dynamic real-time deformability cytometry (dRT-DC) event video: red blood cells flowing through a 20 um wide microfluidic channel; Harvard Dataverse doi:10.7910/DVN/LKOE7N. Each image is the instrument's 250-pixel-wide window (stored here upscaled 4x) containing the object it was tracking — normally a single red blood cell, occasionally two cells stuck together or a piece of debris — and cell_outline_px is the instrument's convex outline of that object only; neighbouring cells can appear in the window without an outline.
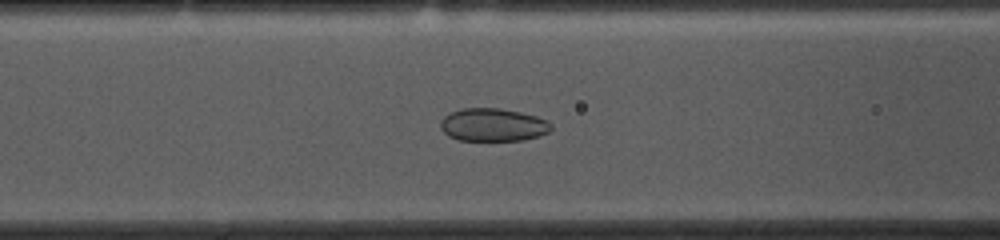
{"species": "common noctule bat (a hibernating species)", "species_latin": "Nyctalus noctula", "temperature_condition": "cold", "stored_images_in_passage": 52, "camera_frame_rate_fps": 3000, "um_per_image_px": 0.085, "animal": {"sex": "female", "body_mass_g": 10.0, "forearm_length_mm": 53.1}, "frame": {"image": 1, "passage_image": 19, "time_ms": 6.0, "image_size_px": [1000, 240], "cell_outline_px": [[552, 128], [548, 132], [524, 140], [460, 140], [448, 136], [440, 128], [440, 120], [444, 116], [460, 108], [500, 108], [520, 112], [536, 116], [548, 120], [552, 124]], "centroid_in_image_um": [41.89, 10.6], "position_along_channel_um": 124.7, "area_um2": 21.27}}
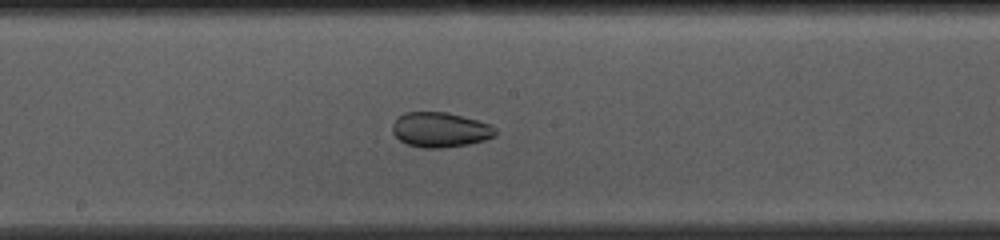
{"frame": {"image": 2, "passage_image": 26, "time_ms": 8.333, "image_size_px": [1000, 240], "cell_outline_px": [[496, 136], [484, 140], [468, 144], [440, 148], [424, 148], [408, 144], [400, 140], [392, 132], [392, 124], [396, 116], [404, 112], [448, 112], [476, 120], [488, 124], [496, 128]], "centroid_in_image_um": [37.38, 11.02], "position_along_channel_um": 210.8, "area_um2": 20.98}}
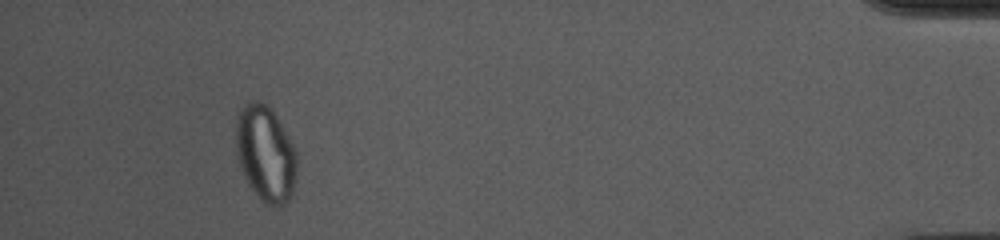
{"frame": {"image": 3, "passage_image": 48, "time_ms": 15.667, "image_size_px": [1000, 240], "cell_outline_px": [[296, 176], [292, 196], [284, 204], [264, 204], [260, 200], [248, 184], [240, 168], [236, 156], [236, 116], [240, 108], [244, 104], [252, 100], [260, 100], [272, 108], [296, 148]], "centroid_in_image_um": [22.56, 13.02], "position_along_channel_um": 412.6, "area_um2": 34.56}, "authors_computed_cell_mechanics": {"area_um2": 26.5013, "velocity_mm_per_s": 3.6905, "shape_relaxation_time_tau1_ms": null, "shape_relaxation_time_tau2_ms": 2.2832, "deformation_change_tau1": null, "deformation_change_tau2": 0.0499}}